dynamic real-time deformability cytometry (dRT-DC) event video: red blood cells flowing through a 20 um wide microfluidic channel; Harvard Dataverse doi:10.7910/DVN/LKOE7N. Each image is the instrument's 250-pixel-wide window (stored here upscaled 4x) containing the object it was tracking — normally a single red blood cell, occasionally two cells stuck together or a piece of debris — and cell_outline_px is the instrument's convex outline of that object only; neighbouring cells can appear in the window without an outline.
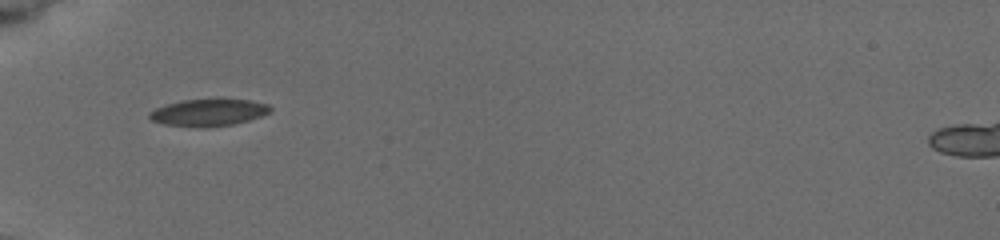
{"species": "common noctule bat (a hibernating species)", "species_latin": "Nyctalus noctula", "temperature_condition": "cold", "stored_images_in_passage": 1, "camera_frame_rate_fps": 3000, "um_per_image_px": 0.085, "animal": {"sex": "female", "body_mass_g": 19.5, "forearm_length_mm": 54.1}, "frame": {"image": 1, "passage_image": 1, "time_ms": 0.0, "image_size_px": [1000, 240], "cell_outline_px": [[272, 108], [268, 112], [260, 116], [248, 120], [232, 124], [164, 124], [152, 120], [148, 116], [148, 112], [156, 108], [180, 100], [216, 96], [220, 96], [248, 100], [268, 104]], "centroid_in_image_um": [17.76, 9.45], "position_along_channel_um": 67.2, "area_um2": 18.73}}